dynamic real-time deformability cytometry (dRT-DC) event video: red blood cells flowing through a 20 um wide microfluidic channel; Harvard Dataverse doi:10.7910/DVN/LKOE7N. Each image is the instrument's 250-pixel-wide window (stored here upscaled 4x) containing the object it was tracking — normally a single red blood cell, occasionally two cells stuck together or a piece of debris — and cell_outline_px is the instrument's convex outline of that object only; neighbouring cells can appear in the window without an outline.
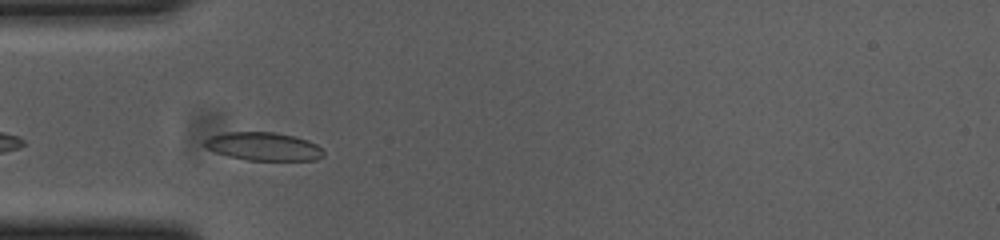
{"species": "common noctule bat (a hibernating species)", "species_latin": "Nyctalus noctula", "temperature_condition": "cold", "stored_images_in_passage": 30, "camera_frame_rate_fps": 3000, "um_per_image_px": 0.085, "animal": {"sex": "female", "body_mass_g": 23.0, "forearm_length_mm": 53.4}, "frame": {"image": 1, "passage_image": 1, "time_ms": 0.0, "image_size_px": [1000, 240], "cell_outline_px": [[324, 156], [316, 160], [248, 160], [228, 156], [216, 152], [208, 148], [204, 144], [204, 140], [208, 136], [224, 132], [272, 132], [292, 136], [308, 140], [316, 144], [324, 152]], "centroid_in_image_um": [22.39, 12.44], "position_along_channel_um": 62.6, "area_um2": 19.48}}
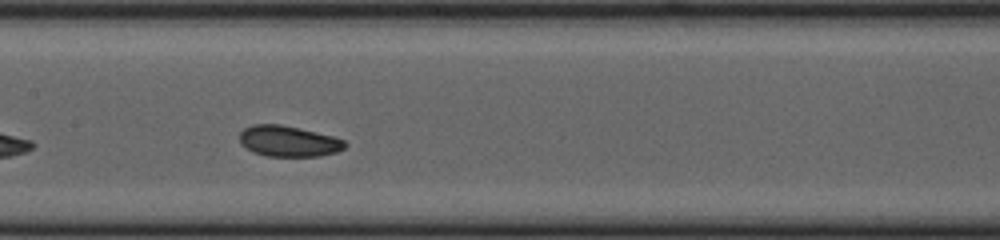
{"frame": {"image": 2, "passage_image": 11, "time_ms": 3.333, "image_size_px": [1000, 240], "cell_outline_px": [[348, 144], [344, 148], [336, 152], [320, 156], [268, 156], [252, 152], [240, 144], [240, 132], [244, 128], [252, 124], [280, 124], [332, 136], [344, 140]], "centroid_in_image_um": [24.49, 12.0], "position_along_channel_um": 182.9, "area_um2": 18.9}}
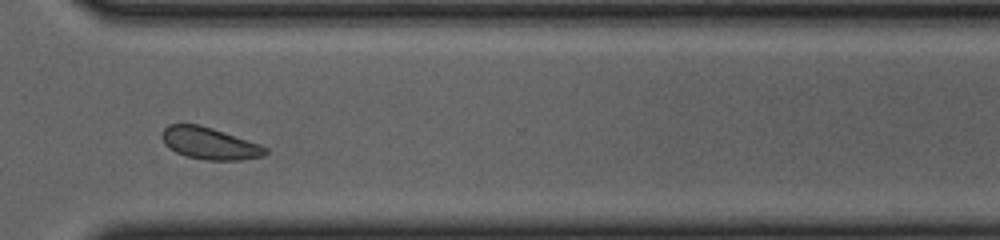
{"frame": {"image": 3, "passage_image": 25, "time_ms": 8.0, "image_size_px": [1000, 240], "cell_outline_px": [[268, 152], [264, 156], [240, 160], [204, 160], [184, 156], [168, 148], [164, 144], [164, 128], [168, 124], [200, 124], [260, 144], [268, 148]], "centroid_in_image_um": [17.83, 12.2], "position_along_channel_um": 352.8, "area_um2": 19.25}, "authors_computed_cell_mechanics": {"area_um2": 18.785, "velocity_mm_per_s": 3.6377, "shape_relaxation_time_tau1_ms": 2.0767, "shape_relaxation_time_tau2_ms": 2.5216, "deformation_change_tau1": 0.0565, "deformation_change_tau2": 0.0683}}